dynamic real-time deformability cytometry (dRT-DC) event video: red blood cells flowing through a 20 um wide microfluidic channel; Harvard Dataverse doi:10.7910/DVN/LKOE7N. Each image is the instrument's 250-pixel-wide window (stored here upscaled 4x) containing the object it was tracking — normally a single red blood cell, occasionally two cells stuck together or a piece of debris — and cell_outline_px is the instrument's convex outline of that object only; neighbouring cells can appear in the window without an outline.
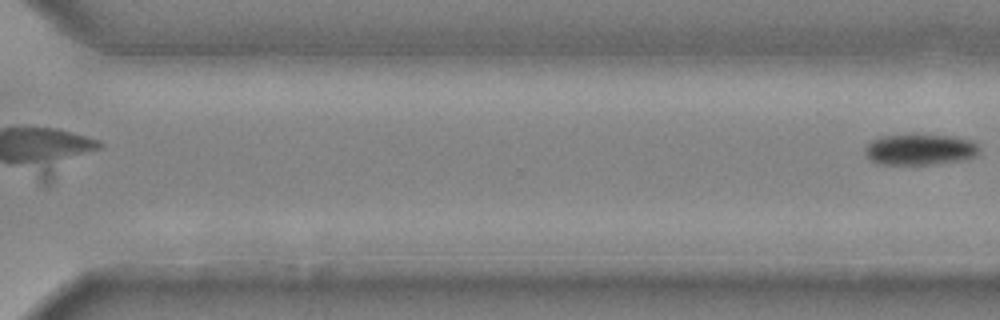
{"species": "common noctule bat (a hibernating species)", "species_latin": "Nyctalus noctula", "temperature_condition": "cold", "stored_images_in_passage": 22, "segment_of_instrument_passage": [2, 2], "camera_frame_rate_fps": 3000, "um_per_image_px": 0.085, "animal": {"sex": "male", "body_mass_g": 20.4}, "frame": {"image": 1, "passage_image": 22, "time_ms": 7.0, "image_size_px": [1000, 320], "cell_outline_px": [[980, 152], [976, 156], [960, 160], [932, 164], [876, 164], [864, 152], [864, 148], [872, 140], [880, 136], [912, 132], [952, 136], [972, 140], [980, 148]], "centroid_in_image_um": [78.18, 12.66], "position_along_channel_um": 292.4, "area_um2": 21.27}}